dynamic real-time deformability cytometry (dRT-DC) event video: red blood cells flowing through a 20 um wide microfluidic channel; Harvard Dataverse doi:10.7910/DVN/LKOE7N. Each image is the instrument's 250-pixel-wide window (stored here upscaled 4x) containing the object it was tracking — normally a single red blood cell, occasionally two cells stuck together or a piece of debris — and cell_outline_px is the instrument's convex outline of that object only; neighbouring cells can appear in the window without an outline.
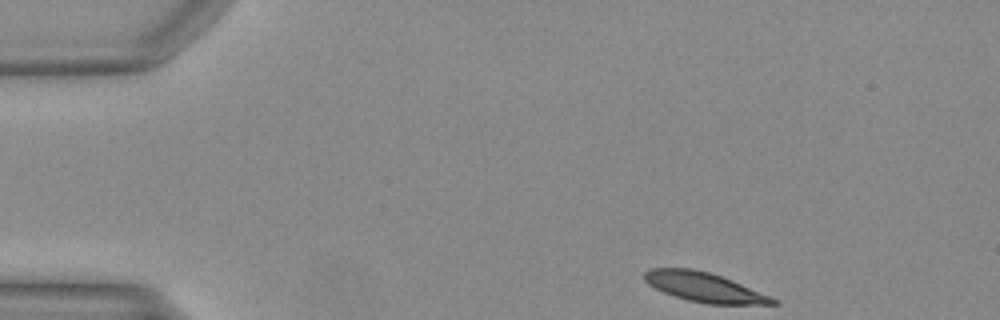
{"species": "Egyptian fruit bat (a non-hibernating species)", "species_latin": "Rousettus aegyptiacus", "temperature_condition": "warm", "stored_images_in_passage": 44, "camera_frame_rate_fps": 3000, "um_per_image_px": 0.085, "animal": {"sex": "female"}, "frame": {"image": 1, "passage_image": 1, "time_ms": 0.0, "image_size_px": [1000, 320], "cell_outline_px": [[780, 304], [708, 304], [688, 300], [664, 292], [648, 284], [644, 280], [644, 272], [648, 268], [692, 268], [708, 272], [732, 280], [768, 296], [776, 300]], "centroid_in_image_um": [59.8, 24.4], "position_along_channel_um": 25.2, "area_um2": 21.62}}
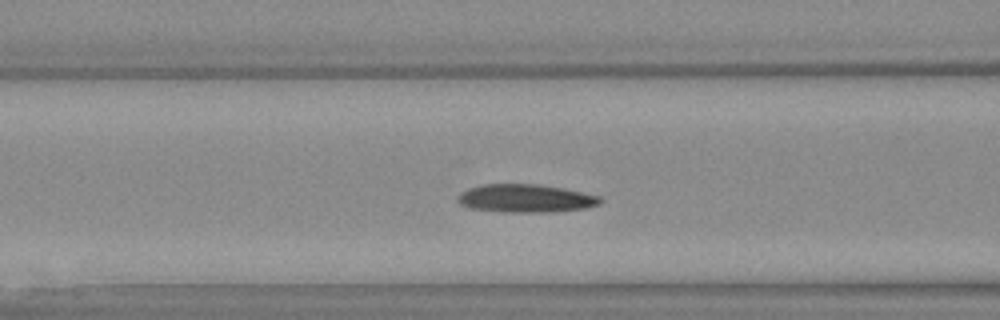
{"frame": {"image": 2, "passage_image": 14, "time_ms": 4.333, "image_size_px": [1000, 320], "cell_outline_px": [[604, 200], [600, 204], [584, 208], [552, 212], [508, 212], [468, 208], [460, 204], [456, 200], [456, 196], [460, 192], [468, 188], [480, 184], [540, 184], [564, 188], [600, 196]], "centroid_in_image_um": [44.65, 16.85], "position_along_channel_um": 121.9, "area_um2": 23.64}}
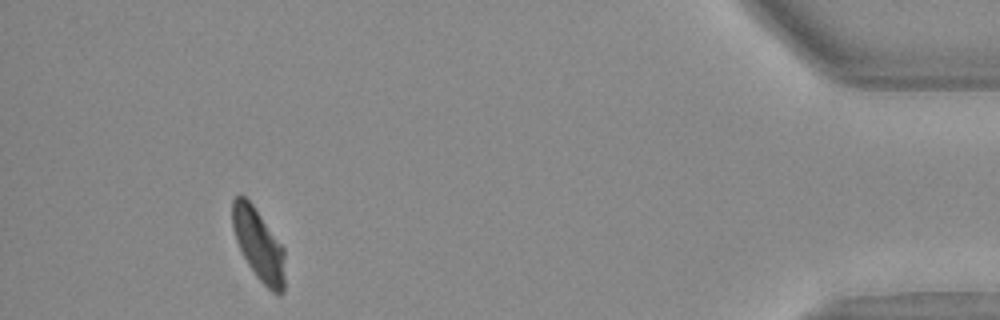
{"frame": {"image": 3, "passage_image": 40, "time_ms": 13.0, "image_size_px": [1000, 320], "cell_outline_px": [[284, 292], [280, 296], [276, 296], [256, 276], [248, 264], [236, 240], [232, 228], [232, 200], [236, 196], [244, 196], [252, 204], [284, 248]], "centroid_in_image_um": [21.99, 20.83], "position_along_channel_um": 413.2, "area_um2": 21.73}}